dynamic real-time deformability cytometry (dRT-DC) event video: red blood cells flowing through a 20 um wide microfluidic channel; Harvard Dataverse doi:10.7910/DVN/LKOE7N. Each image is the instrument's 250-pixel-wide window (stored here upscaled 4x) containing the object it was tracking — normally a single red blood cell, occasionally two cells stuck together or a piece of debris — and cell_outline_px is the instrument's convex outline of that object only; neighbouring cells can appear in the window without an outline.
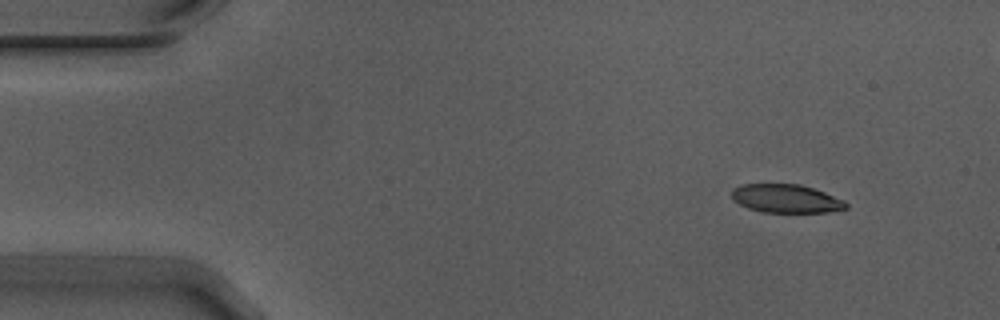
{"species": "Egyptian fruit bat (a non-hibernating species)", "species_latin": "Rousettus aegyptiacus", "temperature_condition": "warm", "stored_images_in_passage": 5, "segment_of_instrument_passage": [2, 2], "camera_frame_rate_fps": 3000, "um_per_image_px": 0.085, "animal": {"sex": "male"}, "frame": {"image": 1, "passage_image": 5, "time_ms": 1.333, "image_size_px": [1000, 320], "cell_outline_px": [[848, 208], [828, 212], [764, 212], [748, 208], [732, 200], [732, 188], [740, 184], [800, 184], [824, 192], [844, 200], [848, 204]], "centroid_in_image_um": [66.8, 16.87], "position_along_channel_um": 18.2, "area_um2": 18.96}}